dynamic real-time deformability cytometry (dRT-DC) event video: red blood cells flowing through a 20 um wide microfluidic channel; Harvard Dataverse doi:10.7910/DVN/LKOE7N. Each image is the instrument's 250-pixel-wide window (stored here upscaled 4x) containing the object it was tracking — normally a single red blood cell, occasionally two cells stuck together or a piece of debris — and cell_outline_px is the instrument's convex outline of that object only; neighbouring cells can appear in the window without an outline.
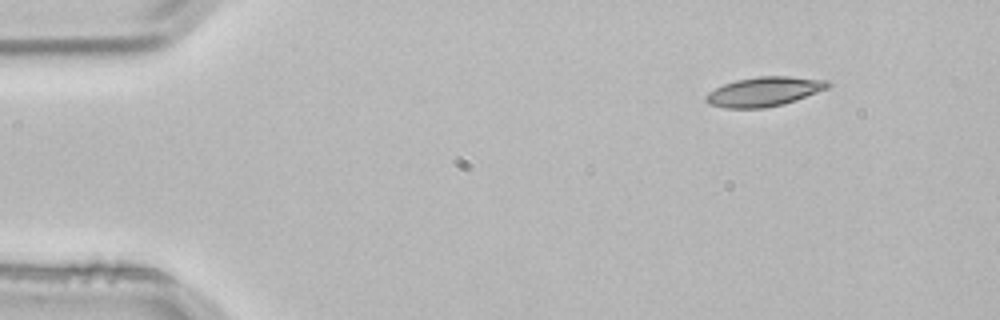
{"species": "common noctule bat (a hibernating species)", "species_latin": "Nyctalus noctula", "temperature_condition": "room temperature", "stored_images_in_passage": 4, "camera_frame_rate_fps": 3000, "um_per_image_px": 0.085, "animal": {"sex": "male", "body_mass_g": 21.5, "forearm_length_mm": 52.0}, "frame": {"image": 1, "passage_image": 1, "time_ms": 0.0, "image_size_px": [1000, 320], "cell_outline_px": [[832, 84], [828, 88], [796, 100], [784, 104], [764, 108], [724, 108], [708, 104], [704, 100], [704, 96], [708, 92], [724, 84], [736, 80], [760, 76], [788, 76], [828, 80]], "centroid_in_image_um": [64.94, 7.79], "position_along_channel_um": 20.1, "area_um2": 20.98}}
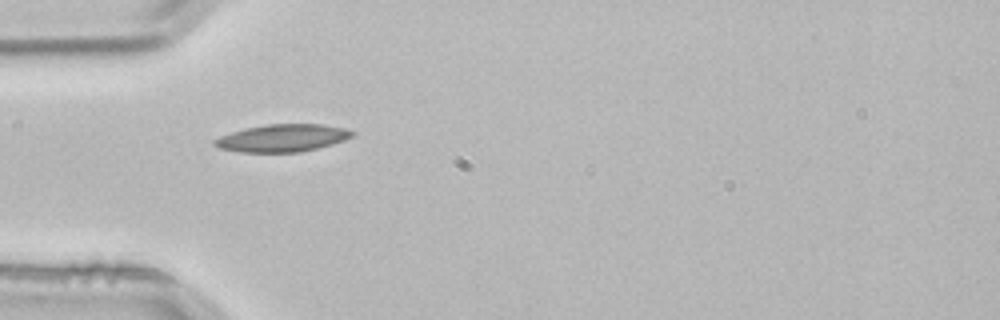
{"frame": {"image": 2, "passage_image": 3, "time_ms": 0.667, "image_size_px": [1000, 320], "cell_outline_px": [[356, 136], [332, 144], [300, 152], [240, 152], [220, 148], [212, 144], [212, 140], [220, 136], [232, 132], [248, 128], [268, 124], [324, 124], [344, 128], [356, 132]], "centroid_in_image_um": [24.04, 11.73], "position_along_channel_um": 61.0, "area_um2": 22.02}}